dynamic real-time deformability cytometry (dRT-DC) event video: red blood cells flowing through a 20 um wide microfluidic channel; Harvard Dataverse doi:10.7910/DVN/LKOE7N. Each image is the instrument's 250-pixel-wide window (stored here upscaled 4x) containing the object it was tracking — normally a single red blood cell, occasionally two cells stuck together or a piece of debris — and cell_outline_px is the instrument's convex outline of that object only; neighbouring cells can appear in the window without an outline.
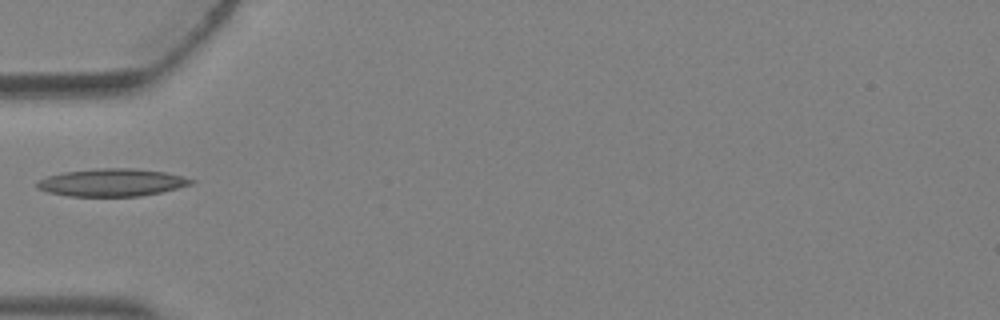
{"species": "Egyptian fruit bat (a non-hibernating species)", "species_latin": "Rousettus aegyptiacus", "temperature_condition": "warm", "stored_images_in_passage": 1, "camera_frame_rate_fps": 3000, "um_per_image_px": 0.085, "animal": {"sex": "female"}, "frame": {"image": 1, "passage_image": 1, "time_ms": 0.0, "image_size_px": [1000, 320], "cell_outline_px": [[196, 180], [192, 184], [160, 192], [140, 196], [68, 196], [48, 192], [36, 188], [36, 184], [40, 180], [48, 176], [64, 172], [100, 168], [132, 168], [164, 172]], "centroid_in_image_um": [9.49, 15.51], "position_along_channel_um": 75.5, "area_um2": 24.51}}